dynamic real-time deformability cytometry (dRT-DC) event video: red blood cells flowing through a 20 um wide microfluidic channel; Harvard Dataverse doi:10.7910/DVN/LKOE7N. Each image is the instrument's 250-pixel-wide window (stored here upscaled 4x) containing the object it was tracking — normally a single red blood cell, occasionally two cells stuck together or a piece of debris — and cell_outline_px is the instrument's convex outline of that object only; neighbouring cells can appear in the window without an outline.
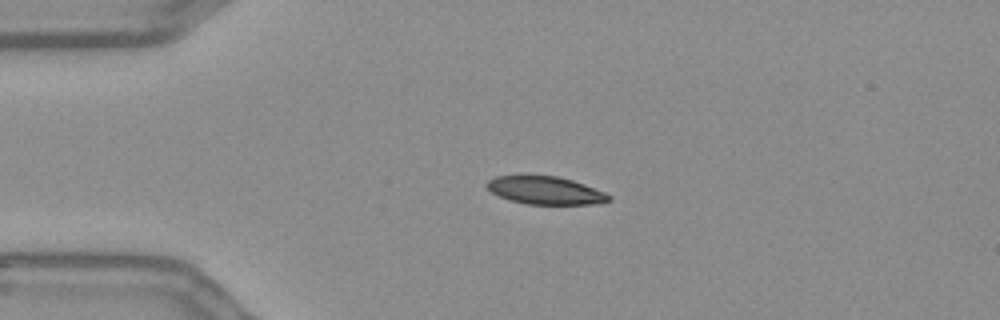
{"species": "Egyptian fruit bat (a non-hibernating species)", "species_latin": "Rousettus aegyptiacus", "temperature_condition": "warm", "stored_images_in_passage": 45, "camera_frame_rate_fps": 3000, "um_per_image_px": 0.085, "frame": {"image": 1, "passage_image": 2, "time_ms": 0.333, "image_size_px": [1000, 320], "cell_outline_px": [[612, 200], [592, 204], [528, 204], [508, 200], [492, 192], [484, 184], [488, 180], [496, 176], [524, 172], [556, 176], [572, 180], [584, 184], [604, 192], [612, 196]], "centroid_in_image_um": [46.28, 16.13], "position_along_channel_um": 38.7, "area_um2": 20.52}}
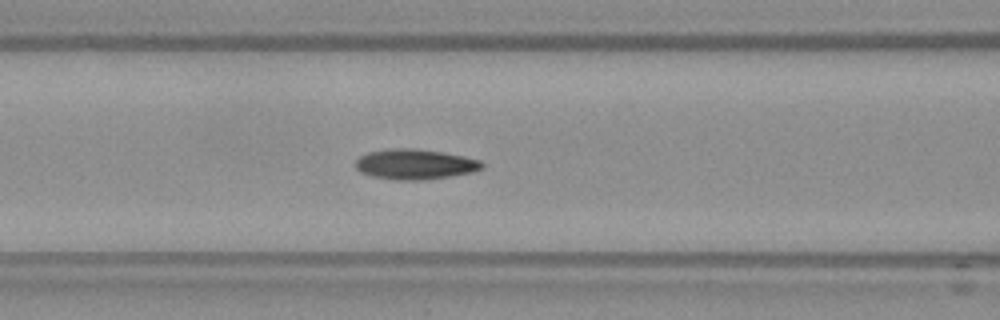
{"frame": {"image": 2, "passage_image": 12, "time_ms": 3.667, "image_size_px": [1000, 320], "cell_outline_px": [[484, 168], [472, 172], [424, 180], [396, 180], [372, 176], [360, 172], [356, 168], [356, 160], [360, 156], [368, 152], [388, 148], [416, 148], [444, 152], [464, 156], [480, 160], [484, 164]], "centroid_in_image_um": [35.28, 13.95], "position_along_channel_um": 131.3, "area_um2": 22.43}}
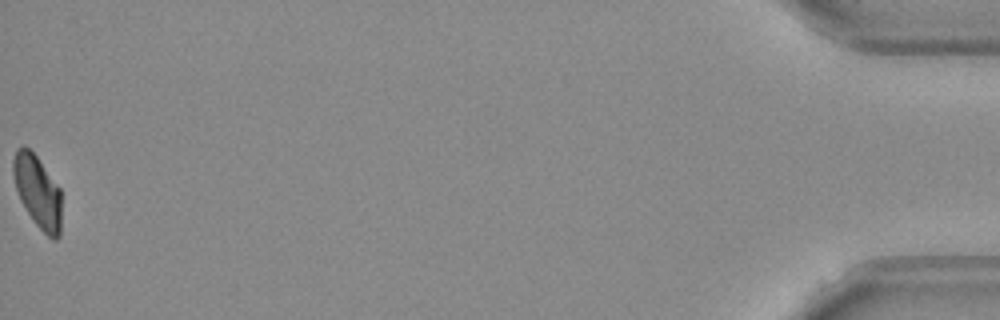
{"frame": {"image": 3, "passage_image": 45, "time_ms": 14.667, "image_size_px": [1000, 320], "cell_outline_px": [[60, 236], [56, 240], [52, 240], [36, 224], [20, 200], [12, 176], [12, 160], [16, 148], [24, 144], [36, 156], [60, 188]], "centroid_in_image_um": [3.17, 16.25], "position_along_channel_um": 432.0, "area_um2": 20.29}, "authors_computed_cell_mechanics": {"area_um2": 21.5594, "velocity_mm_per_s": 3.656, "shape_relaxation_time_tau1_ms": 6.3472, "shape_relaxation_time_tau2_ms": 3.5729, "deformation_change_tau1": 0.1562, "deformation_change_tau2": 0.0852}}